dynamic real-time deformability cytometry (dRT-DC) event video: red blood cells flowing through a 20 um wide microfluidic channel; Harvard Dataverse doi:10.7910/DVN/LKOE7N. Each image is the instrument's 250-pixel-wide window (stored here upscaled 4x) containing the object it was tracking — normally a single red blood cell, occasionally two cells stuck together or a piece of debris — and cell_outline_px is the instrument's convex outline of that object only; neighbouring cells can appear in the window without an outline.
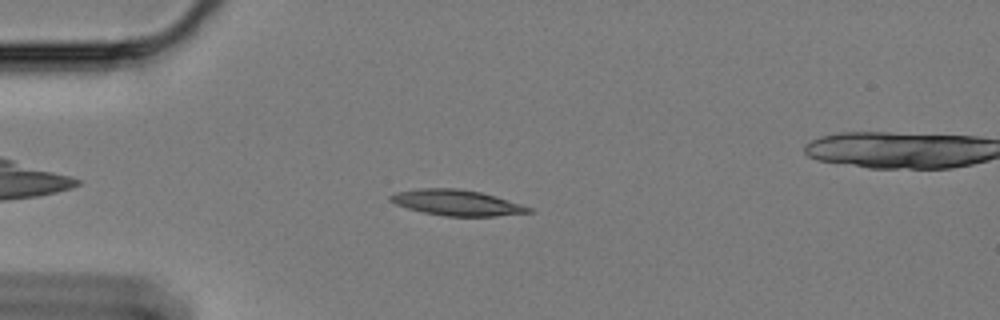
{"species": "Egyptian fruit bat (a non-hibernating species)", "species_latin": "Rousettus aegyptiacus", "temperature_condition": "cold", "stored_images_in_passage": 55, "camera_frame_rate_fps": 3000, "um_per_image_px": 0.085, "animal": {"sex": "female"}, "frame": {"image": 1, "passage_image": 10, "time_ms": 3.0, "image_size_px": [1000, 320], "cell_outline_px": [[532, 212], [496, 216], [444, 216], [424, 212], [408, 208], [396, 204], [388, 200], [388, 196], [396, 192], [420, 188], [460, 188], [480, 192], [496, 196], [532, 208]], "centroid_in_image_um": [38.8, 17.22], "position_along_channel_um": 46.2, "area_um2": 20.63}}
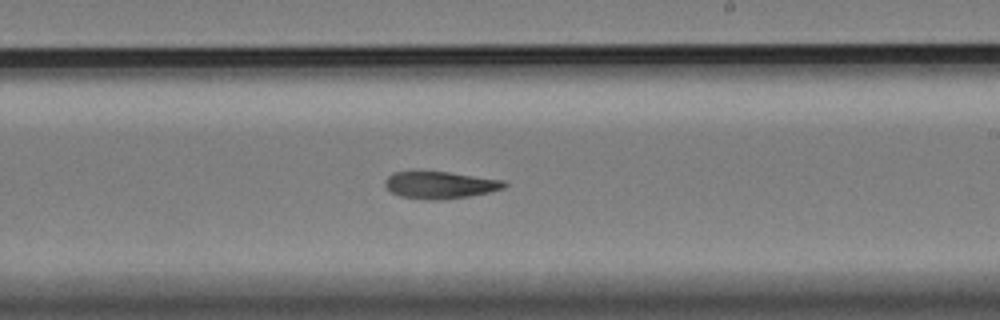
{"frame": {"image": 2, "passage_image": 30, "time_ms": 9.667, "image_size_px": [1000, 320], "cell_outline_px": [[508, 184], [504, 188], [488, 192], [468, 196], [440, 200], [424, 200], [400, 196], [392, 192], [384, 184], [384, 180], [392, 172], [448, 172], [504, 180]], "centroid_in_image_um": [37.4, 15.73], "position_along_channel_um": 251.6, "area_um2": 18.73}}
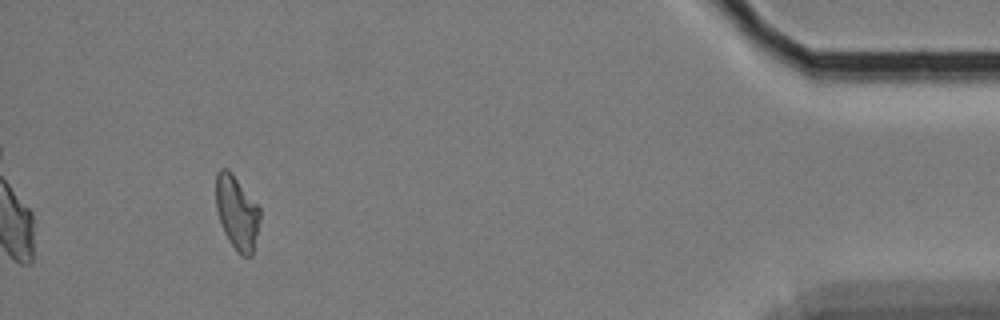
{"frame": {"image": 3, "passage_image": 50, "time_ms": 16.333, "image_size_px": [1000, 320], "cell_outline_px": [[260, 220], [252, 256], [240, 256], [236, 252], [228, 240], [224, 232], [216, 208], [216, 172], [220, 168], [228, 168], [232, 172], [260, 208]], "centroid_in_image_um": [20.13, 18.07], "position_along_channel_um": 415.1, "area_um2": 19.07}}